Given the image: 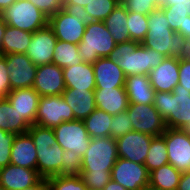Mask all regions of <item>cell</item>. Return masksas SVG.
Instances as JSON below:
<instances>
[{
    "label": "cell",
    "instance_id": "12",
    "mask_svg": "<svg viewBox=\"0 0 190 190\" xmlns=\"http://www.w3.org/2000/svg\"><path fill=\"white\" fill-rule=\"evenodd\" d=\"M3 56L6 59L11 90L31 88L35 81L37 66L26 54L10 53Z\"/></svg>",
    "mask_w": 190,
    "mask_h": 190
},
{
    "label": "cell",
    "instance_id": "43",
    "mask_svg": "<svg viewBox=\"0 0 190 190\" xmlns=\"http://www.w3.org/2000/svg\"><path fill=\"white\" fill-rule=\"evenodd\" d=\"M16 134L0 129V169L10 164V153Z\"/></svg>",
    "mask_w": 190,
    "mask_h": 190
},
{
    "label": "cell",
    "instance_id": "16",
    "mask_svg": "<svg viewBox=\"0 0 190 190\" xmlns=\"http://www.w3.org/2000/svg\"><path fill=\"white\" fill-rule=\"evenodd\" d=\"M32 87L40 96L62 95L66 89L63 69L54 63L37 66Z\"/></svg>",
    "mask_w": 190,
    "mask_h": 190
},
{
    "label": "cell",
    "instance_id": "38",
    "mask_svg": "<svg viewBox=\"0 0 190 190\" xmlns=\"http://www.w3.org/2000/svg\"><path fill=\"white\" fill-rule=\"evenodd\" d=\"M120 3L127 11L143 15L163 6V0H122Z\"/></svg>",
    "mask_w": 190,
    "mask_h": 190
},
{
    "label": "cell",
    "instance_id": "9",
    "mask_svg": "<svg viewBox=\"0 0 190 190\" xmlns=\"http://www.w3.org/2000/svg\"><path fill=\"white\" fill-rule=\"evenodd\" d=\"M132 122L133 131L160 136L166 130L165 121L153 104H130L126 110Z\"/></svg>",
    "mask_w": 190,
    "mask_h": 190
},
{
    "label": "cell",
    "instance_id": "56",
    "mask_svg": "<svg viewBox=\"0 0 190 190\" xmlns=\"http://www.w3.org/2000/svg\"><path fill=\"white\" fill-rule=\"evenodd\" d=\"M16 0H0V14L9 6H11Z\"/></svg>",
    "mask_w": 190,
    "mask_h": 190
},
{
    "label": "cell",
    "instance_id": "53",
    "mask_svg": "<svg viewBox=\"0 0 190 190\" xmlns=\"http://www.w3.org/2000/svg\"><path fill=\"white\" fill-rule=\"evenodd\" d=\"M103 190H127L118 182L113 181L112 179L108 182V184L103 188Z\"/></svg>",
    "mask_w": 190,
    "mask_h": 190
},
{
    "label": "cell",
    "instance_id": "10",
    "mask_svg": "<svg viewBox=\"0 0 190 190\" xmlns=\"http://www.w3.org/2000/svg\"><path fill=\"white\" fill-rule=\"evenodd\" d=\"M162 136L167 146L169 164L181 173L190 171V136L176 128H166Z\"/></svg>",
    "mask_w": 190,
    "mask_h": 190
},
{
    "label": "cell",
    "instance_id": "26",
    "mask_svg": "<svg viewBox=\"0 0 190 190\" xmlns=\"http://www.w3.org/2000/svg\"><path fill=\"white\" fill-rule=\"evenodd\" d=\"M62 97L72 108L74 117L77 120H84L96 109L94 91L65 89Z\"/></svg>",
    "mask_w": 190,
    "mask_h": 190
},
{
    "label": "cell",
    "instance_id": "31",
    "mask_svg": "<svg viewBox=\"0 0 190 190\" xmlns=\"http://www.w3.org/2000/svg\"><path fill=\"white\" fill-rule=\"evenodd\" d=\"M82 57L79 55L78 46L73 43L57 40L53 63L63 68L75 66L82 63Z\"/></svg>",
    "mask_w": 190,
    "mask_h": 190
},
{
    "label": "cell",
    "instance_id": "50",
    "mask_svg": "<svg viewBox=\"0 0 190 190\" xmlns=\"http://www.w3.org/2000/svg\"><path fill=\"white\" fill-rule=\"evenodd\" d=\"M23 190H50L48 180L41 178L36 184Z\"/></svg>",
    "mask_w": 190,
    "mask_h": 190
},
{
    "label": "cell",
    "instance_id": "59",
    "mask_svg": "<svg viewBox=\"0 0 190 190\" xmlns=\"http://www.w3.org/2000/svg\"><path fill=\"white\" fill-rule=\"evenodd\" d=\"M140 190H158V189H156V188H154V187H152L150 185H147V186L141 188Z\"/></svg>",
    "mask_w": 190,
    "mask_h": 190
},
{
    "label": "cell",
    "instance_id": "51",
    "mask_svg": "<svg viewBox=\"0 0 190 190\" xmlns=\"http://www.w3.org/2000/svg\"><path fill=\"white\" fill-rule=\"evenodd\" d=\"M7 24L5 23L3 17L0 15V55H3V36L5 35V29Z\"/></svg>",
    "mask_w": 190,
    "mask_h": 190
},
{
    "label": "cell",
    "instance_id": "24",
    "mask_svg": "<svg viewBox=\"0 0 190 190\" xmlns=\"http://www.w3.org/2000/svg\"><path fill=\"white\" fill-rule=\"evenodd\" d=\"M66 89L94 91L95 75L92 63L82 62L75 66L63 68Z\"/></svg>",
    "mask_w": 190,
    "mask_h": 190
},
{
    "label": "cell",
    "instance_id": "11",
    "mask_svg": "<svg viewBox=\"0 0 190 190\" xmlns=\"http://www.w3.org/2000/svg\"><path fill=\"white\" fill-rule=\"evenodd\" d=\"M111 179L127 190H140L149 185V172L144 164L118 158L111 170Z\"/></svg>",
    "mask_w": 190,
    "mask_h": 190
},
{
    "label": "cell",
    "instance_id": "58",
    "mask_svg": "<svg viewBox=\"0 0 190 190\" xmlns=\"http://www.w3.org/2000/svg\"><path fill=\"white\" fill-rule=\"evenodd\" d=\"M182 130L190 136V121L182 128Z\"/></svg>",
    "mask_w": 190,
    "mask_h": 190
},
{
    "label": "cell",
    "instance_id": "34",
    "mask_svg": "<svg viewBox=\"0 0 190 190\" xmlns=\"http://www.w3.org/2000/svg\"><path fill=\"white\" fill-rule=\"evenodd\" d=\"M127 21L130 40L142 43L148 31V15L128 11Z\"/></svg>",
    "mask_w": 190,
    "mask_h": 190
},
{
    "label": "cell",
    "instance_id": "13",
    "mask_svg": "<svg viewBox=\"0 0 190 190\" xmlns=\"http://www.w3.org/2000/svg\"><path fill=\"white\" fill-rule=\"evenodd\" d=\"M48 25L58 40L76 45L82 40L86 29L81 19L68 14L63 8L49 17Z\"/></svg>",
    "mask_w": 190,
    "mask_h": 190
},
{
    "label": "cell",
    "instance_id": "45",
    "mask_svg": "<svg viewBox=\"0 0 190 190\" xmlns=\"http://www.w3.org/2000/svg\"><path fill=\"white\" fill-rule=\"evenodd\" d=\"M10 92L11 86L6 59L3 55H0V98H6Z\"/></svg>",
    "mask_w": 190,
    "mask_h": 190
},
{
    "label": "cell",
    "instance_id": "18",
    "mask_svg": "<svg viewBox=\"0 0 190 190\" xmlns=\"http://www.w3.org/2000/svg\"><path fill=\"white\" fill-rule=\"evenodd\" d=\"M15 109L30 126L35 124L40 95L31 88L15 89L6 96Z\"/></svg>",
    "mask_w": 190,
    "mask_h": 190
},
{
    "label": "cell",
    "instance_id": "8",
    "mask_svg": "<svg viewBox=\"0 0 190 190\" xmlns=\"http://www.w3.org/2000/svg\"><path fill=\"white\" fill-rule=\"evenodd\" d=\"M53 130L57 143L64 150H72L83 157L91 140L83 120L65 121L54 127Z\"/></svg>",
    "mask_w": 190,
    "mask_h": 190
},
{
    "label": "cell",
    "instance_id": "5",
    "mask_svg": "<svg viewBox=\"0 0 190 190\" xmlns=\"http://www.w3.org/2000/svg\"><path fill=\"white\" fill-rule=\"evenodd\" d=\"M118 158L116 139L110 136L91 138L82 157L81 171L111 172Z\"/></svg>",
    "mask_w": 190,
    "mask_h": 190
},
{
    "label": "cell",
    "instance_id": "54",
    "mask_svg": "<svg viewBox=\"0 0 190 190\" xmlns=\"http://www.w3.org/2000/svg\"><path fill=\"white\" fill-rule=\"evenodd\" d=\"M184 37L187 41H190V15L187 16V20L184 23Z\"/></svg>",
    "mask_w": 190,
    "mask_h": 190
},
{
    "label": "cell",
    "instance_id": "33",
    "mask_svg": "<svg viewBox=\"0 0 190 190\" xmlns=\"http://www.w3.org/2000/svg\"><path fill=\"white\" fill-rule=\"evenodd\" d=\"M161 9L168 20L170 29L184 36V23L190 15V4L167 5L162 6Z\"/></svg>",
    "mask_w": 190,
    "mask_h": 190
},
{
    "label": "cell",
    "instance_id": "14",
    "mask_svg": "<svg viewBox=\"0 0 190 190\" xmlns=\"http://www.w3.org/2000/svg\"><path fill=\"white\" fill-rule=\"evenodd\" d=\"M154 136L131 131L116 139L118 157L144 164Z\"/></svg>",
    "mask_w": 190,
    "mask_h": 190
},
{
    "label": "cell",
    "instance_id": "46",
    "mask_svg": "<svg viewBox=\"0 0 190 190\" xmlns=\"http://www.w3.org/2000/svg\"><path fill=\"white\" fill-rule=\"evenodd\" d=\"M179 85L190 91V60L179 58Z\"/></svg>",
    "mask_w": 190,
    "mask_h": 190
},
{
    "label": "cell",
    "instance_id": "39",
    "mask_svg": "<svg viewBox=\"0 0 190 190\" xmlns=\"http://www.w3.org/2000/svg\"><path fill=\"white\" fill-rule=\"evenodd\" d=\"M110 137L117 139L133 131L132 122L127 111L112 116Z\"/></svg>",
    "mask_w": 190,
    "mask_h": 190
},
{
    "label": "cell",
    "instance_id": "21",
    "mask_svg": "<svg viewBox=\"0 0 190 190\" xmlns=\"http://www.w3.org/2000/svg\"><path fill=\"white\" fill-rule=\"evenodd\" d=\"M35 148L37 154V173L39 176L45 179L59 176L62 172L64 149L58 143L51 147Z\"/></svg>",
    "mask_w": 190,
    "mask_h": 190
},
{
    "label": "cell",
    "instance_id": "44",
    "mask_svg": "<svg viewBox=\"0 0 190 190\" xmlns=\"http://www.w3.org/2000/svg\"><path fill=\"white\" fill-rule=\"evenodd\" d=\"M30 2L48 17L63 8V0H30Z\"/></svg>",
    "mask_w": 190,
    "mask_h": 190
},
{
    "label": "cell",
    "instance_id": "49",
    "mask_svg": "<svg viewBox=\"0 0 190 190\" xmlns=\"http://www.w3.org/2000/svg\"><path fill=\"white\" fill-rule=\"evenodd\" d=\"M177 190H190V171L181 174Z\"/></svg>",
    "mask_w": 190,
    "mask_h": 190
},
{
    "label": "cell",
    "instance_id": "25",
    "mask_svg": "<svg viewBox=\"0 0 190 190\" xmlns=\"http://www.w3.org/2000/svg\"><path fill=\"white\" fill-rule=\"evenodd\" d=\"M125 90L130 104H153L155 90L149 75H130L126 77Z\"/></svg>",
    "mask_w": 190,
    "mask_h": 190
},
{
    "label": "cell",
    "instance_id": "4",
    "mask_svg": "<svg viewBox=\"0 0 190 190\" xmlns=\"http://www.w3.org/2000/svg\"><path fill=\"white\" fill-rule=\"evenodd\" d=\"M116 44L104 21H91L77 46L83 62L93 64L99 58H107Z\"/></svg>",
    "mask_w": 190,
    "mask_h": 190
},
{
    "label": "cell",
    "instance_id": "52",
    "mask_svg": "<svg viewBox=\"0 0 190 190\" xmlns=\"http://www.w3.org/2000/svg\"><path fill=\"white\" fill-rule=\"evenodd\" d=\"M92 0H63V5H79L86 7Z\"/></svg>",
    "mask_w": 190,
    "mask_h": 190
},
{
    "label": "cell",
    "instance_id": "7",
    "mask_svg": "<svg viewBox=\"0 0 190 190\" xmlns=\"http://www.w3.org/2000/svg\"><path fill=\"white\" fill-rule=\"evenodd\" d=\"M75 120L72 108L62 95L40 96L35 124L54 128L65 121Z\"/></svg>",
    "mask_w": 190,
    "mask_h": 190
},
{
    "label": "cell",
    "instance_id": "2",
    "mask_svg": "<svg viewBox=\"0 0 190 190\" xmlns=\"http://www.w3.org/2000/svg\"><path fill=\"white\" fill-rule=\"evenodd\" d=\"M166 56L145 47L136 41L117 43L108 58L117 63L124 74L130 75H149L150 71L158 67Z\"/></svg>",
    "mask_w": 190,
    "mask_h": 190
},
{
    "label": "cell",
    "instance_id": "48",
    "mask_svg": "<svg viewBox=\"0 0 190 190\" xmlns=\"http://www.w3.org/2000/svg\"><path fill=\"white\" fill-rule=\"evenodd\" d=\"M8 117V99L0 98V129H5Z\"/></svg>",
    "mask_w": 190,
    "mask_h": 190
},
{
    "label": "cell",
    "instance_id": "17",
    "mask_svg": "<svg viewBox=\"0 0 190 190\" xmlns=\"http://www.w3.org/2000/svg\"><path fill=\"white\" fill-rule=\"evenodd\" d=\"M155 92H173L179 82V58L165 57L163 62L149 74Z\"/></svg>",
    "mask_w": 190,
    "mask_h": 190
},
{
    "label": "cell",
    "instance_id": "30",
    "mask_svg": "<svg viewBox=\"0 0 190 190\" xmlns=\"http://www.w3.org/2000/svg\"><path fill=\"white\" fill-rule=\"evenodd\" d=\"M112 115L96 108L83 122L88 135L91 138H100L110 136V125Z\"/></svg>",
    "mask_w": 190,
    "mask_h": 190
},
{
    "label": "cell",
    "instance_id": "57",
    "mask_svg": "<svg viewBox=\"0 0 190 190\" xmlns=\"http://www.w3.org/2000/svg\"><path fill=\"white\" fill-rule=\"evenodd\" d=\"M184 57L190 60V41H187L186 54Z\"/></svg>",
    "mask_w": 190,
    "mask_h": 190
},
{
    "label": "cell",
    "instance_id": "35",
    "mask_svg": "<svg viewBox=\"0 0 190 190\" xmlns=\"http://www.w3.org/2000/svg\"><path fill=\"white\" fill-rule=\"evenodd\" d=\"M119 4L117 0H92L85 10L92 21H104Z\"/></svg>",
    "mask_w": 190,
    "mask_h": 190
},
{
    "label": "cell",
    "instance_id": "22",
    "mask_svg": "<svg viewBox=\"0 0 190 190\" xmlns=\"http://www.w3.org/2000/svg\"><path fill=\"white\" fill-rule=\"evenodd\" d=\"M94 98L96 108L112 116L125 112L129 105L125 88L95 89Z\"/></svg>",
    "mask_w": 190,
    "mask_h": 190
},
{
    "label": "cell",
    "instance_id": "20",
    "mask_svg": "<svg viewBox=\"0 0 190 190\" xmlns=\"http://www.w3.org/2000/svg\"><path fill=\"white\" fill-rule=\"evenodd\" d=\"M41 177L37 170L9 164L0 169V186L6 190H23L36 184Z\"/></svg>",
    "mask_w": 190,
    "mask_h": 190
},
{
    "label": "cell",
    "instance_id": "6",
    "mask_svg": "<svg viewBox=\"0 0 190 190\" xmlns=\"http://www.w3.org/2000/svg\"><path fill=\"white\" fill-rule=\"evenodd\" d=\"M5 23L33 33L48 25L49 17L27 0H16L0 14Z\"/></svg>",
    "mask_w": 190,
    "mask_h": 190
},
{
    "label": "cell",
    "instance_id": "19",
    "mask_svg": "<svg viewBox=\"0 0 190 190\" xmlns=\"http://www.w3.org/2000/svg\"><path fill=\"white\" fill-rule=\"evenodd\" d=\"M96 89L125 88L126 75L113 60L99 58L93 63Z\"/></svg>",
    "mask_w": 190,
    "mask_h": 190
},
{
    "label": "cell",
    "instance_id": "42",
    "mask_svg": "<svg viewBox=\"0 0 190 190\" xmlns=\"http://www.w3.org/2000/svg\"><path fill=\"white\" fill-rule=\"evenodd\" d=\"M7 123L5 125V130L14 134H24L27 133L30 125L21 117L17 116L15 109L8 101V117Z\"/></svg>",
    "mask_w": 190,
    "mask_h": 190
},
{
    "label": "cell",
    "instance_id": "55",
    "mask_svg": "<svg viewBox=\"0 0 190 190\" xmlns=\"http://www.w3.org/2000/svg\"><path fill=\"white\" fill-rule=\"evenodd\" d=\"M174 4H190V0H163V6Z\"/></svg>",
    "mask_w": 190,
    "mask_h": 190
},
{
    "label": "cell",
    "instance_id": "3",
    "mask_svg": "<svg viewBox=\"0 0 190 190\" xmlns=\"http://www.w3.org/2000/svg\"><path fill=\"white\" fill-rule=\"evenodd\" d=\"M153 105L166 128L182 129L190 121V91L179 84L173 92H156Z\"/></svg>",
    "mask_w": 190,
    "mask_h": 190
},
{
    "label": "cell",
    "instance_id": "37",
    "mask_svg": "<svg viewBox=\"0 0 190 190\" xmlns=\"http://www.w3.org/2000/svg\"><path fill=\"white\" fill-rule=\"evenodd\" d=\"M27 133L31 136L35 147H51L57 143L53 128L33 124Z\"/></svg>",
    "mask_w": 190,
    "mask_h": 190
},
{
    "label": "cell",
    "instance_id": "23",
    "mask_svg": "<svg viewBox=\"0 0 190 190\" xmlns=\"http://www.w3.org/2000/svg\"><path fill=\"white\" fill-rule=\"evenodd\" d=\"M10 163L37 170L36 148L28 133L17 134L15 136L10 153Z\"/></svg>",
    "mask_w": 190,
    "mask_h": 190
},
{
    "label": "cell",
    "instance_id": "27",
    "mask_svg": "<svg viewBox=\"0 0 190 190\" xmlns=\"http://www.w3.org/2000/svg\"><path fill=\"white\" fill-rule=\"evenodd\" d=\"M32 34L28 31L20 30L15 27L6 26L5 35L3 36V55L10 53L26 54L30 45Z\"/></svg>",
    "mask_w": 190,
    "mask_h": 190
},
{
    "label": "cell",
    "instance_id": "32",
    "mask_svg": "<svg viewBox=\"0 0 190 190\" xmlns=\"http://www.w3.org/2000/svg\"><path fill=\"white\" fill-rule=\"evenodd\" d=\"M169 164L167 146L165 139L162 135L154 136L150 143L147 157L144 165L147 167L148 172Z\"/></svg>",
    "mask_w": 190,
    "mask_h": 190
},
{
    "label": "cell",
    "instance_id": "40",
    "mask_svg": "<svg viewBox=\"0 0 190 190\" xmlns=\"http://www.w3.org/2000/svg\"><path fill=\"white\" fill-rule=\"evenodd\" d=\"M60 175H81L82 157L72 150H64Z\"/></svg>",
    "mask_w": 190,
    "mask_h": 190
},
{
    "label": "cell",
    "instance_id": "28",
    "mask_svg": "<svg viewBox=\"0 0 190 190\" xmlns=\"http://www.w3.org/2000/svg\"><path fill=\"white\" fill-rule=\"evenodd\" d=\"M127 16L128 11L120 3L104 20L115 43L130 41L129 30L127 27Z\"/></svg>",
    "mask_w": 190,
    "mask_h": 190
},
{
    "label": "cell",
    "instance_id": "1",
    "mask_svg": "<svg viewBox=\"0 0 190 190\" xmlns=\"http://www.w3.org/2000/svg\"><path fill=\"white\" fill-rule=\"evenodd\" d=\"M141 44L166 57L182 58L186 54L187 39L170 29L163 10L157 8L148 14V31Z\"/></svg>",
    "mask_w": 190,
    "mask_h": 190
},
{
    "label": "cell",
    "instance_id": "29",
    "mask_svg": "<svg viewBox=\"0 0 190 190\" xmlns=\"http://www.w3.org/2000/svg\"><path fill=\"white\" fill-rule=\"evenodd\" d=\"M181 174L173 165L166 164L149 173V185L158 190H177Z\"/></svg>",
    "mask_w": 190,
    "mask_h": 190
},
{
    "label": "cell",
    "instance_id": "47",
    "mask_svg": "<svg viewBox=\"0 0 190 190\" xmlns=\"http://www.w3.org/2000/svg\"><path fill=\"white\" fill-rule=\"evenodd\" d=\"M63 9L68 14L81 19L84 24H89L92 21L85 10V7L79 5H63Z\"/></svg>",
    "mask_w": 190,
    "mask_h": 190
},
{
    "label": "cell",
    "instance_id": "41",
    "mask_svg": "<svg viewBox=\"0 0 190 190\" xmlns=\"http://www.w3.org/2000/svg\"><path fill=\"white\" fill-rule=\"evenodd\" d=\"M80 176L88 190L103 189L111 180V172L81 171Z\"/></svg>",
    "mask_w": 190,
    "mask_h": 190
},
{
    "label": "cell",
    "instance_id": "36",
    "mask_svg": "<svg viewBox=\"0 0 190 190\" xmlns=\"http://www.w3.org/2000/svg\"><path fill=\"white\" fill-rule=\"evenodd\" d=\"M47 180L50 190H88L80 175H59Z\"/></svg>",
    "mask_w": 190,
    "mask_h": 190
},
{
    "label": "cell",
    "instance_id": "15",
    "mask_svg": "<svg viewBox=\"0 0 190 190\" xmlns=\"http://www.w3.org/2000/svg\"><path fill=\"white\" fill-rule=\"evenodd\" d=\"M57 40L52 28L47 25L33 32L26 55L36 66L53 63Z\"/></svg>",
    "mask_w": 190,
    "mask_h": 190
}]
</instances>
